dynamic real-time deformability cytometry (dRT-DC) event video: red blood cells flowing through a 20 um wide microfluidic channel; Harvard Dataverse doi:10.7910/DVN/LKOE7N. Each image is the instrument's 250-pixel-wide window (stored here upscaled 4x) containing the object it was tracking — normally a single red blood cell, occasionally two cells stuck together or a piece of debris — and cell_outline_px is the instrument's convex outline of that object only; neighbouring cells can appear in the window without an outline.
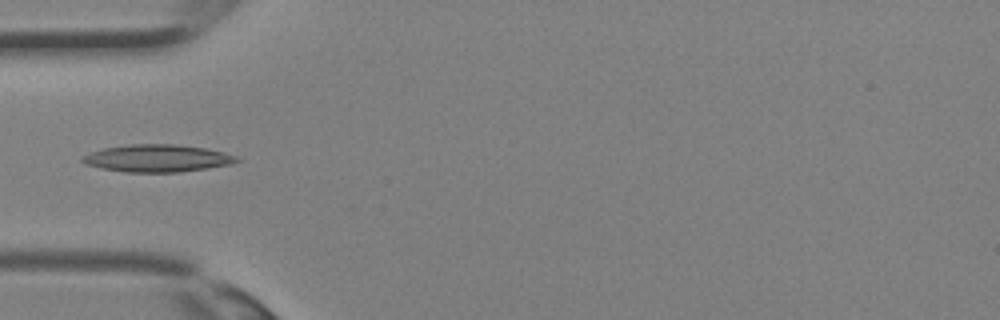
{"species": "Egyptian fruit bat (a non-hibernating species)", "species_latin": "Rousettus aegyptiacus", "temperature_condition": "room temperature", "stored_images_in_passage": 28, "camera_frame_rate_fps": 3000, "um_per_image_px": 0.085, "animal": {"sex": "female"}, "frame": {"image": 1, "passage_image": 6, "time_ms": 1.667, "image_size_px": [1000, 320], "cell_outline_px": [[240, 160], [232, 164], [208, 168], [180, 172], [124, 172], [100, 168], [84, 164], [80, 160], [80, 156], [88, 152], [104, 148], [132, 144], [176, 144], [204, 148], [224, 152], [236, 156]], "centroid_in_image_um": [13.32, 13.45], "position_along_channel_um": 71.7, "area_um2": 24.8}}
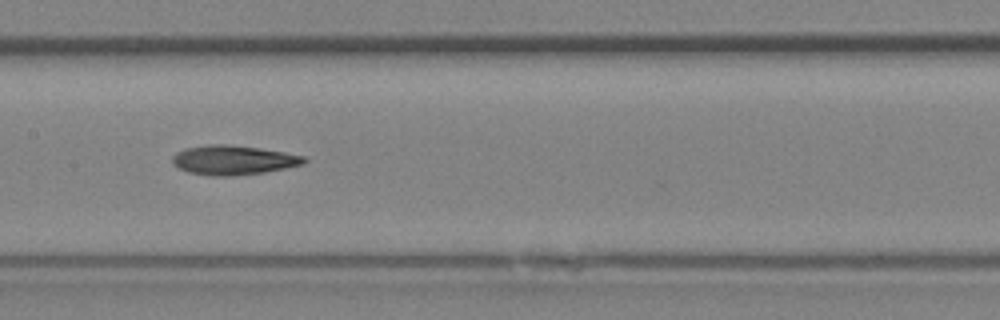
{"frame": {"image": 2, "passage_image": 12, "time_ms": 3.667, "image_size_px": [1000, 320], "cell_outline_px": [[308, 160], [304, 164], [264, 172], [232, 176], [212, 176], [188, 172], [172, 164], [172, 156], [176, 152], [184, 148], [208, 144], [228, 144], [260, 148], [284, 152], [304, 156]], "centroid_in_image_um": [19.81, 13.6], "position_along_channel_um": 187.6, "area_um2": 22.66}}
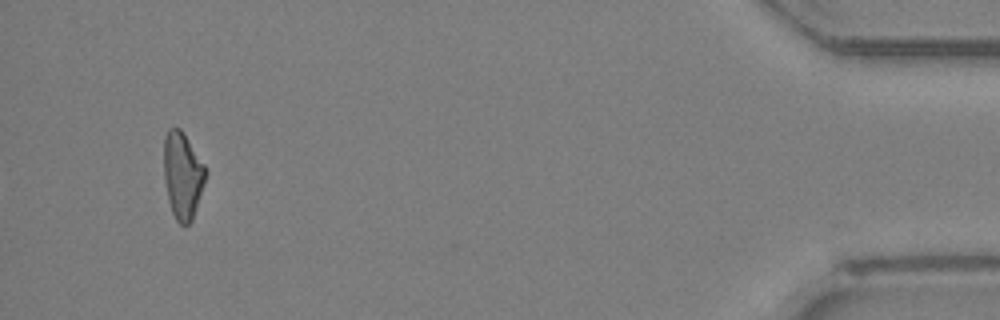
{"frame": {"image": 3, "passage_image": 28, "time_ms": 9.0, "image_size_px": [1000, 320], "cell_outline_px": [[208, 172], [192, 220], [188, 224], [180, 224], [176, 220], [172, 212], [168, 200], [164, 180], [164, 136], [168, 128], [180, 128], [204, 164]], "centroid_in_image_um": [15.51, 14.9], "position_along_channel_um": 419.7, "area_um2": 21.04}}